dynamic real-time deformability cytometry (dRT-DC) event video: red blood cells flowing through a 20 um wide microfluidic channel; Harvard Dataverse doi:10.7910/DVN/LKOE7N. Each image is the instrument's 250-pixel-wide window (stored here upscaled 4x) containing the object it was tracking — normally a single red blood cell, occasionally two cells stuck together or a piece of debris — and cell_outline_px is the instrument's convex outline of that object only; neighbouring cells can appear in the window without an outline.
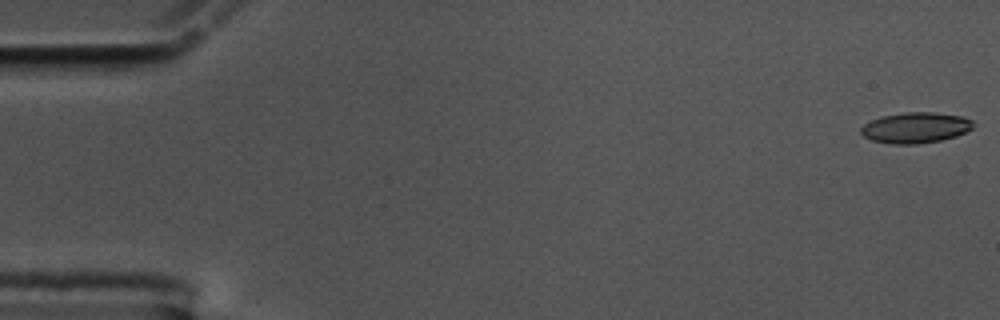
{"species": "common noctule bat (a hibernating species)", "species_latin": "Nyctalus noctula", "temperature_condition": "cold", "stored_images_in_passage": 56, "camera_frame_rate_fps": 3000, "um_per_image_px": 0.085, "animal": {"sex": "male", "body_mass_g": 17.5, "forearm_length_mm": 52.3}, "frame": {"image": 1, "passage_image": 1, "time_ms": 0.0, "image_size_px": [1000, 320], "cell_outline_px": [[972, 128], [956, 136], [940, 140], [916, 144], [892, 144], [872, 140], [864, 136], [860, 132], [860, 128], [864, 124], [872, 120], [884, 116], [904, 112], [936, 112], [960, 116], [972, 120]], "centroid_in_image_um": [77.8, 10.85], "position_along_channel_um": 7.2, "area_um2": 19.88}}
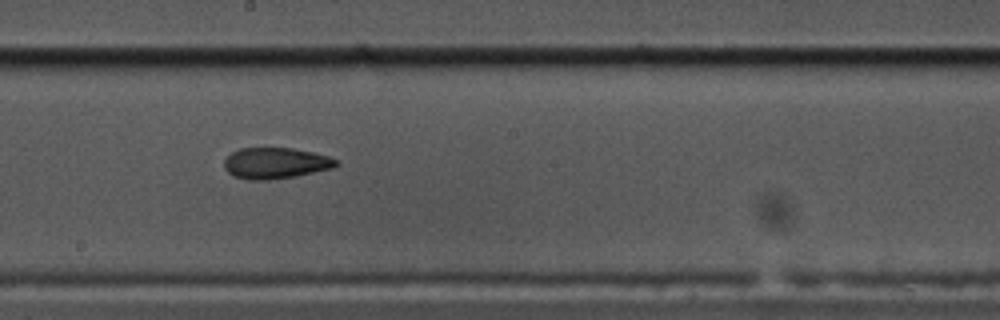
{"frame": {"image": 2, "passage_image": 31, "time_ms": 10.0, "image_size_px": [1000, 320], "cell_outline_px": [[340, 164], [332, 168], [296, 176], [268, 180], [248, 180], [232, 176], [224, 168], [224, 160], [232, 152], [240, 148], [292, 148], [312, 152], [328, 156], [340, 160]], "centroid_in_image_um": [23.42, 13.87], "position_along_channel_um": 224.8, "area_um2": 20.4}}
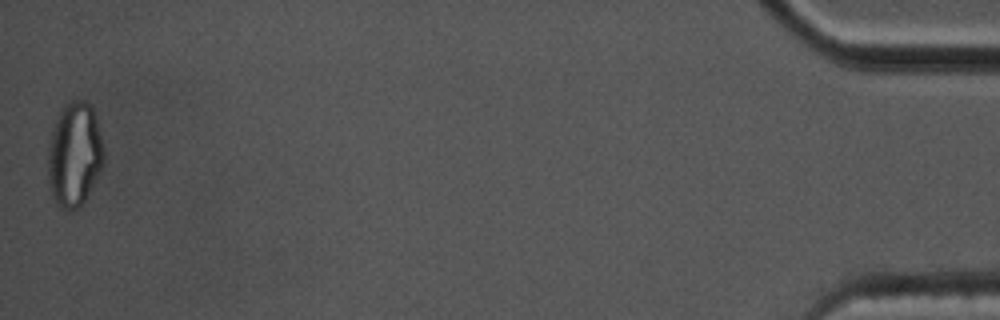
{"frame": {"image": 3, "passage_image": 56, "time_ms": 18.333, "image_size_px": [1000, 320], "cell_outline_px": [[104, 164], [88, 196], [76, 208], [68, 212], [60, 208], [56, 204], [52, 196], [48, 180], [48, 144], [56, 120], [64, 104], [68, 100], [84, 100], [92, 108], [104, 148]], "centroid_in_image_um": [6.32, 13.17], "position_along_channel_um": 428.9, "area_um2": 34.04}, "authors_computed_cell_mechanics": {"area_um2": 20.8369, "velocity_mm_per_s": 3.5778, "shape_relaxation_time_tau1_ms": null, "shape_relaxation_time_tau2_ms": 3.7895, "deformation_change_tau1": null, "deformation_change_tau2": 0.1046}}